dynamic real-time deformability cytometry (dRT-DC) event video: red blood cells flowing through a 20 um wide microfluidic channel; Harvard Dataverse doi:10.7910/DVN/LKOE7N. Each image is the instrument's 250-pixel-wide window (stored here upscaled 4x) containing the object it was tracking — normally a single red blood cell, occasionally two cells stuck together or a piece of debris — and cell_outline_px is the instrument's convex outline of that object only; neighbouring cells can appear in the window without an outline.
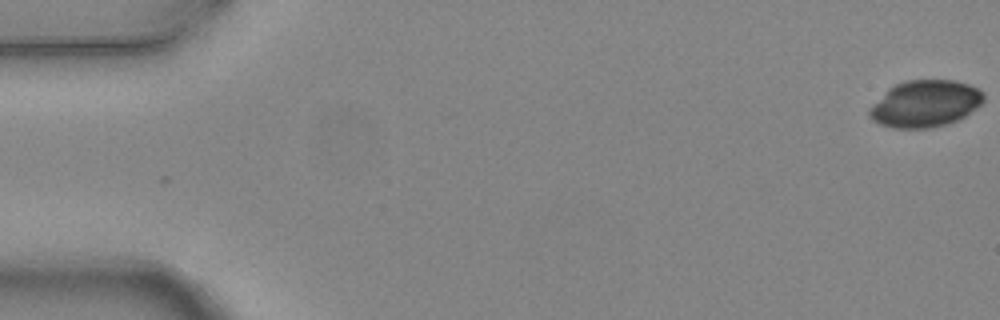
{"species": "common noctule bat (a hibernating species)", "species_latin": "Nyctalus noctula", "temperature_condition": "warm", "stored_images_in_passage": 5, "camera_frame_rate_fps": 3000, "um_per_image_px": 0.085, "animal": {"sex": "female", "body_mass_g": 24.6, "forearm_length_mm": 56.2}, "frame": {"image": 1, "passage_image": 1, "time_ms": 0.0, "image_size_px": [1000, 320], "cell_outline_px": [[984, 100], [976, 108], [964, 116], [948, 124], [932, 128], [892, 128], [880, 124], [872, 120], [868, 116], [868, 108], [888, 88], [904, 80], [956, 80], [968, 84], [984, 92]], "centroid_in_image_um": [78.61, 8.81], "position_along_channel_um": 6.4, "area_um2": 31.33}}
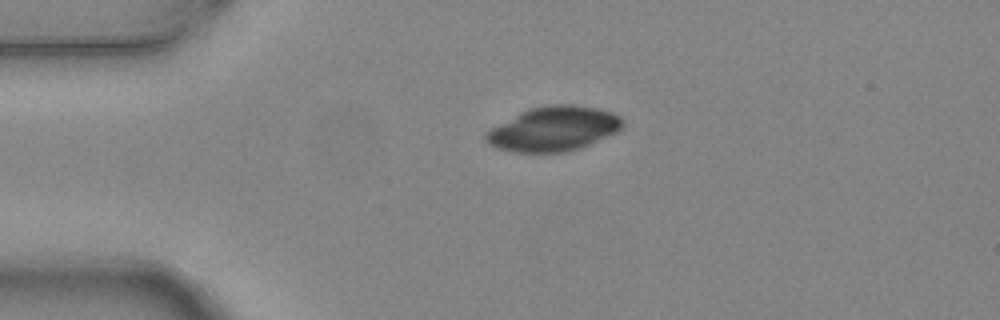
{"frame": {"image": 2, "passage_image": 4, "time_ms": 1.0, "image_size_px": [1000, 320], "cell_outline_px": [[624, 124], [616, 132], [580, 148], [564, 152], [512, 152], [496, 148], [488, 144], [484, 140], [484, 132], [488, 128], [528, 108], [548, 104], [572, 104], [596, 108], [612, 112], [620, 116], [624, 120]], "centroid_in_image_um": [46.99, 10.94], "position_along_channel_um": 38.0, "area_um2": 35.84}}